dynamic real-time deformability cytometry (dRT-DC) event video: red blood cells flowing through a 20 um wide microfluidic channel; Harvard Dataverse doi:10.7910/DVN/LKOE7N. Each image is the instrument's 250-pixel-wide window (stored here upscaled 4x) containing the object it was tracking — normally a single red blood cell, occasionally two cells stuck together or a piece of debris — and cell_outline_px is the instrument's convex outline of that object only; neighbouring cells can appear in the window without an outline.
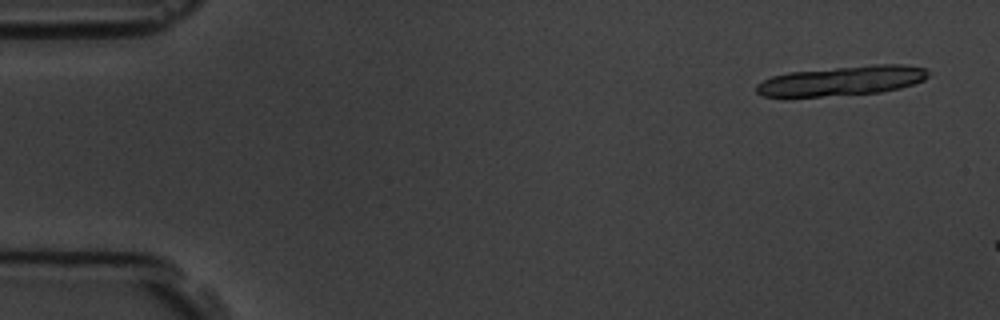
{"species": "common noctule bat (a hibernating species)", "species_latin": "Nyctalus noctula", "temperature_condition": "room temperature", "stored_images_in_passage": 3, "camera_frame_rate_fps": 3000, "um_per_image_px": 0.085, "animal": {"sex": "male", "body_mass_g": 19.5, "forearm_length_mm": 54.6}, "frame": {"image": 1, "passage_image": 1, "time_ms": 0.0, "image_size_px": [1000, 320], "cell_outline_px": [[928, 76], [924, 80], [900, 88], [880, 92], [784, 100], [764, 96], [756, 92], [756, 84], [772, 76], [788, 72], [872, 64], [904, 64], [924, 68], [928, 72]], "centroid_in_image_um": [71.45, 6.9], "position_along_channel_um": 13.6, "area_um2": 30.58}}